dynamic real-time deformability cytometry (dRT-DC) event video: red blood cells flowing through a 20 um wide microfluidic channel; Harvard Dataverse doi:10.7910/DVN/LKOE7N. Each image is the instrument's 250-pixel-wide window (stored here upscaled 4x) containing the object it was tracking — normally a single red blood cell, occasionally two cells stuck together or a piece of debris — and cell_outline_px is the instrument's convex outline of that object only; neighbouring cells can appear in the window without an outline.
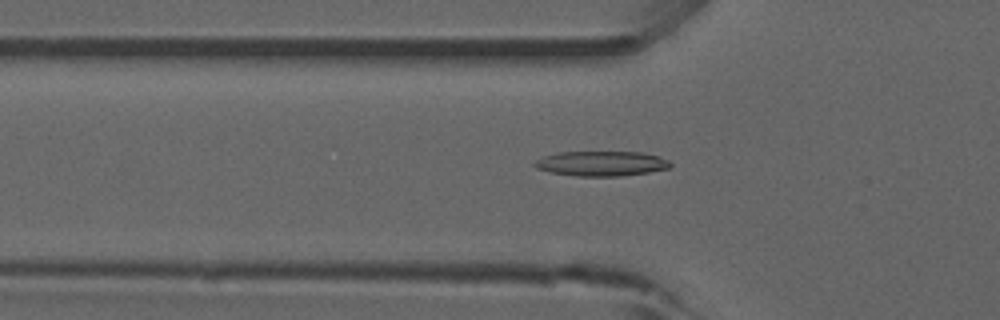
{"species": "common noctule bat (a hibernating species)", "species_latin": "Nyctalus noctula", "temperature_condition": "room temperature", "stored_images_in_passage": 50, "camera_frame_rate_fps": 3000, "um_per_image_px": 0.085, "animal": {"sex": "male", "forearm_length_mm": 52.5}, "frame": {"image": 1, "passage_image": 15, "time_ms": 4.667, "image_size_px": [1000, 320], "cell_outline_px": [[672, 164], [668, 168], [648, 172], [620, 176], [576, 176], [552, 172], [536, 168], [532, 164], [536, 160], [544, 156], [560, 152], [640, 152], [656, 156], [668, 160]], "centroid_in_image_um": [51.09, 13.9], "position_along_channel_um": 74.7, "area_um2": 19.48}, "authors_computed_cell_mechanics": {"area_um2": 18.1492, "velocity_mm_per_s": 3.9248, "shape_relaxation_time_tau1_ms": 9.1323, "shape_relaxation_time_tau2_ms": null, "deformation_change_tau1": 0.1972, "deformation_change_tau2": null}}